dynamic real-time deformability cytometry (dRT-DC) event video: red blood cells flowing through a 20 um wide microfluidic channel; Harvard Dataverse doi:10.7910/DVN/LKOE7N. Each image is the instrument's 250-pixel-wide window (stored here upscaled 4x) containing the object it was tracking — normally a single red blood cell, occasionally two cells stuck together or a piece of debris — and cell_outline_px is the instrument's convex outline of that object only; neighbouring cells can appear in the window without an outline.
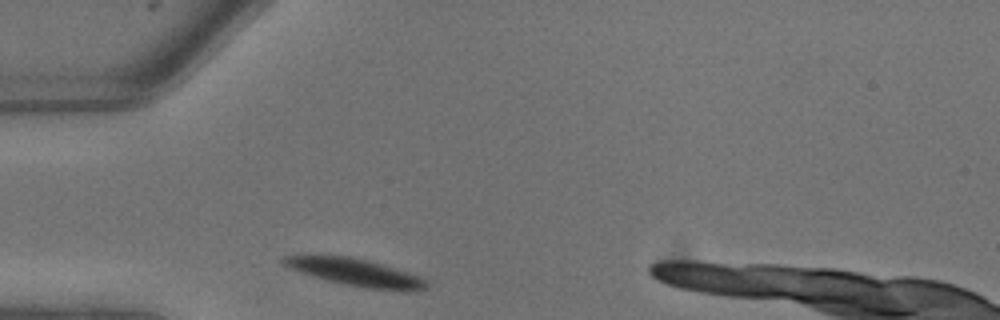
{"species": "common noctule bat (a hibernating species)", "species_latin": "Nyctalus noctula", "temperature_condition": "warm", "stored_images_in_passage": 7, "camera_frame_rate_fps": 3000, "um_per_image_px": 0.085, "animal": {"sex": "male", "body_mass_g": 13.3}, "frame": {"image": 1, "passage_image": 1, "time_ms": 0.0, "image_size_px": [1000, 320], "cell_outline_px": [[428, 288], [364, 288], [344, 284], [312, 276], [300, 272], [280, 264], [280, 260], [284, 256], [348, 256], [380, 264], [408, 272], [424, 280], [428, 284]], "centroid_in_image_um": [30.05, 23.12], "position_along_channel_um": 54.9, "area_um2": 21.5}}
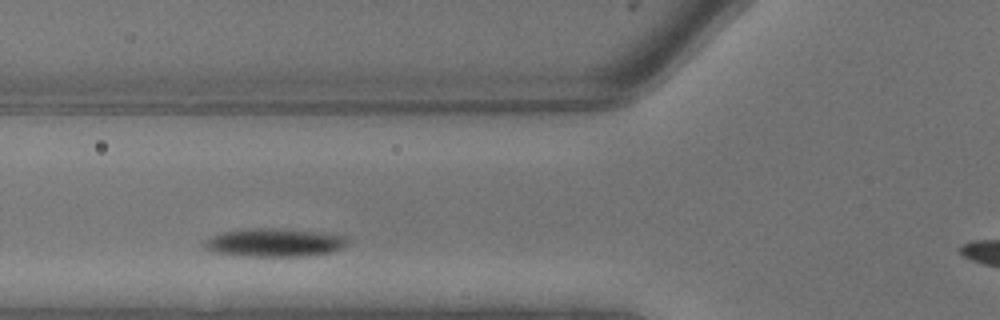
{"frame": {"image": 2, "passage_image": 3, "time_ms": 0.667, "image_size_px": [1000, 320], "cell_outline_px": [[348, 244], [332, 252], [308, 256], [248, 256], [212, 252], [204, 244], [212, 236], [220, 232], [248, 228], [284, 228], [324, 232], [344, 236]], "centroid_in_image_um": [23.36, 20.6], "position_along_channel_um": 102.4, "area_um2": 23.64}}
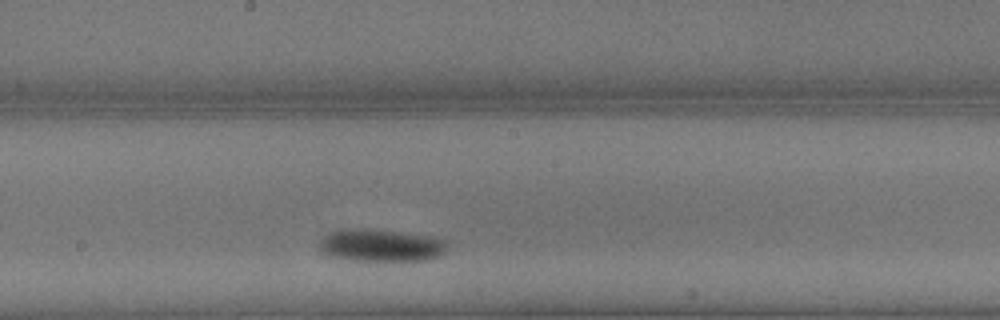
{"frame": {"image": 3, "passage_image": 7, "time_ms": 2.0, "image_size_px": [1000, 320], "cell_outline_px": [[448, 248], [440, 256], [432, 260], [352, 260], [328, 256], [316, 244], [324, 236], [332, 232], [344, 228], [368, 228], [432, 236], [448, 240]], "centroid_in_image_um": [32.41, 20.84], "position_along_channel_um": 215.8, "area_um2": 24.51}}